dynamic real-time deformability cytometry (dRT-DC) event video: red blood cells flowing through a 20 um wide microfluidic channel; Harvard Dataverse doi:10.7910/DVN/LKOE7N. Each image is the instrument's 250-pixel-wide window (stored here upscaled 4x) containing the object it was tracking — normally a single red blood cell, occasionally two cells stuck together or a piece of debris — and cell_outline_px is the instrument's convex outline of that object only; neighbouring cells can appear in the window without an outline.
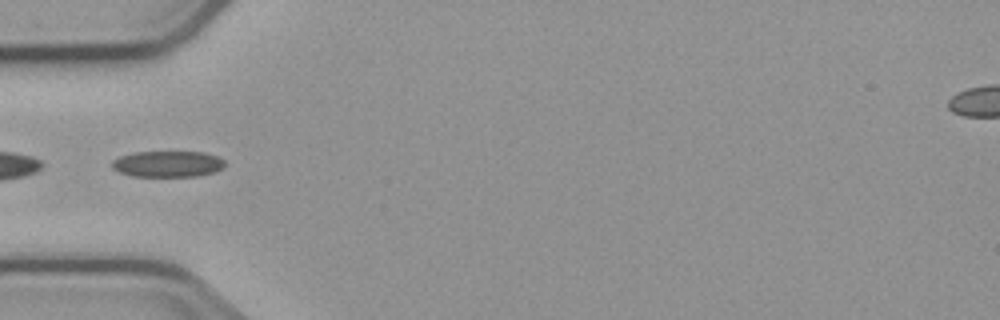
{"species": "common noctule bat (a hibernating species)", "species_latin": "Nyctalus noctula", "temperature_condition": "cold", "stored_images_in_passage": 7, "camera_frame_rate_fps": 3000, "um_per_image_px": 0.085, "animal": {"sex": "male", "body_mass_g": 23.1, "forearm_length_mm": 52.7}, "frame": {"image": 1, "passage_image": 5, "time_ms": 4.667, "image_size_px": [1000, 320], "cell_outline_px": [[224, 164], [216, 172], [200, 176], [132, 176], [120, 172], [112, 168], [112, 160], [120, 156], [136, 152], [204, 152], [216, 156], [224, 160]], "centroid_in_image_um": [14.25, 13.94], "position_along_channel_um": 70.8, "area_um2": 17.11}}
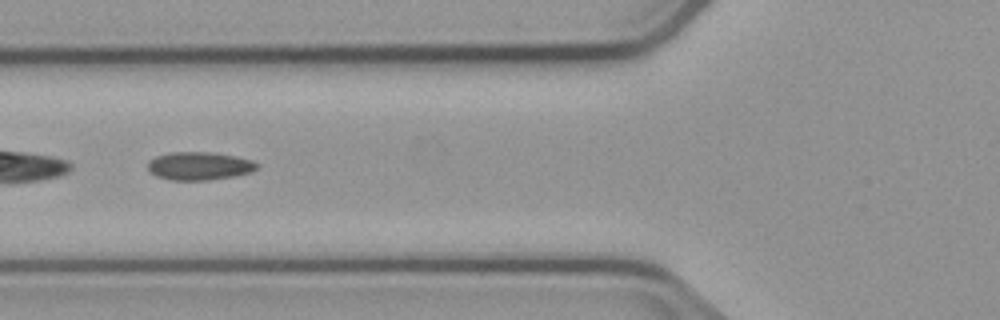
{"frame": {"image": 2, "passage_image": 6, "time_ms": 5.667, "image_size_px": [1000, 320], "cell_outline_px": [[260, 164], [252, 172], [236, 176], [208, 180], [172, 180], [156, 176], [148, 168], [148, 160], [156, 156], [168, 152], [212, 152], [236, 156], [252, 160]], "centroid_in_image_um": [16.96, 14.1], "position_along_channel_um": 108.8, "area_um2": 18.03}}
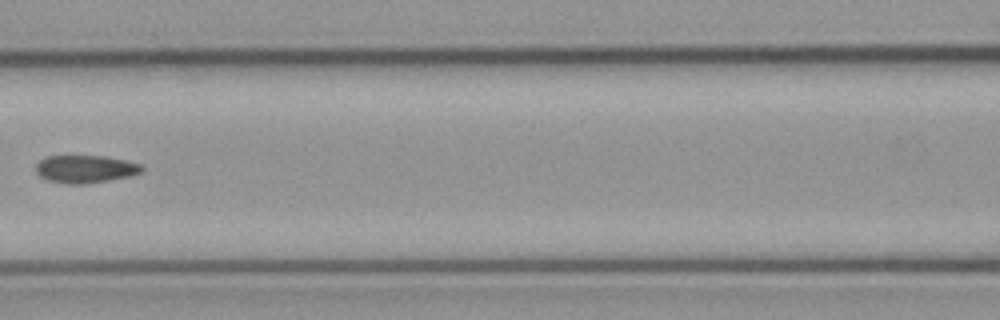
{"frame": {"image": 3, "passage_image": 7, "time_ms": 7.0, "image_size_px": [1000, 320], "cell_outline_px": [[144, 168], [140, 172], [132, 176], [84, 184], [64, 184], [48, 180], [40, 176], [36, 172], [36, 164], [40, 160], [48, 156], [104, 156], [124, 160], [140, 164]], "centroid_in_image_um": [7.24, 14.37], "position_along_channel_um": 159.4, "area_um2": 17.05}}